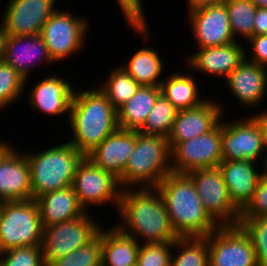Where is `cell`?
<instances>
[{"label":"cell","mask_w":267,"mask_h":266,"mask_svg":"<svg viewBox=\"0 0 267 266\" xmlns=\"http://www.w3.org/2000/svg\"><path fill=\"white\" fill-rule=\"evenodd\" d=\"M256 114H252V118L255 120V122L257 123V125L259 126L262 136H263V140H264V144L265 147H267V109L266 111H261V112H255Z\"/></svg>","instance_id":"b9f144b4"},{"label":"cell","mask_w":267,"mask_h":266,"mask_svg":"<svg viewBox=\"0 0 267 266\" xmlns=\"http://www.w3.org/2000/svg\"><path fill=\"white\" fill-rule=\"evenodd\" d=\"M257 8H267V0H252Z\"/></svg>","instance_id":"7dc6e473"},{"label":"cell","mask_w":267,"mask_h":266,"mask_svg":"<svg viewBox=\"0 0 267 266\" xmlns=\"http://www.w3.org/2000/svg\"><path fill=\"white\" fill-rule=\"evenodd\" d=\"M156 188L178 237H206L220 226L205 210L187 174L171 172Z\"/></svg>","instance_id":"3957f363"},{"label":"cell","mask_w":267,"mask_h":266,"mask_svg":"<svg viewBox=\"0 0 267 266\" xmlns=\"http://www.w3.org/2000/svg\"><path fill=\"white\" fill-rule=\"evenodd\" d=\"M223 108L210 98L200 106L177 112L168 137L170 150L179 142H184L210 132L222 119Z\"/></svg>","instance_id":"2e32d148"},{"label":"cell","mask_w":267,"mask_h":266,"mask_svg":"<svg viewBox=\"0 0 267 266\" xmlns=\"http://www.w3.org/2000/svg\"><path fill=\"white\" fill-rule=\"evenodd\" d=\"M106 82L98 87L117 110L125 104L141 86L122 67L111 70Z\"/></svg>","instance_id":"f546056e"},{"label":"cell","mask_w":267,"mask_h":266,"mask_svg":"<svg viewBox=\"0 0 267 266\" xmlns=\"http://www.w3.org/2000/svg\"><path fill=\"white\" fill-rule=\"evenodd\" d=\"M89 211L75 219L44 228L42 252L46 266L89 243L99 232L100 224Z\"/></svg>","instance_id":"52a82bcc"},{"label":"cell","mask_w":267,"mask_h":266,"mask_svg":"<svg viewBox=\"0 0 267 266\" xmlns=\"http://www.w3.org/2000/svg\"><path fill=\"white\" fill-rule=\"evenodd\" d=\"M160 94V87L141 85L138 91L117 109L119 128L139 131Z\"/></svg>","instance_id":"484cf974"},{"label":"cell","mask_w":267,"mask_h":266,"mask_svg":"<svg viewBox=\"0 0 267 266\" xmlns=\"http://www.w3.org/2000/svg\"><path fill=\"white\" fill-rule=\"evenodd\" d=\"M136 131L118 128L86 155L96 166L110 172L117 179L123 176L134 151Z\"/></svg>","instance_id":"e0dca14e"},{"label":"cell","mask_w":267,"mask_h":266,"mask_svg":"<svg viewBox=\"0 0 267 266\" xmlns=\"http://www.w3.org/2000/svg\"><path fill=\"white\" fill-rule=\"evenodd\" d=\"M25 155L30 167L32 199L72 186L77 165L84 157L68 141Z\"/></svg>","instance_id":"5b68a950"},{"label":"cell","mask_w":267,"mask_h":266,"mask_svg":"<svg viewBox=\"0 0 267 266\" xmlns=\"http://www.w3.org/2000/svg\"><path fill=\"white\" fill-rule=\"evenodd\" d=\"M257 165L251 160H223L218 165L230 200L240 212L252 200L261 177V171H257L259 169Z\"/></svg>","instance_id":"44dd1931"},{"label":"cell","mask_w":267,"mask_h":266,"mask_svg":"<svg viewBox=\"0 0 267 266\" xmlns=\"http://www.w3.org/2000/svg\"><path fill=\"white\" fill-rule=\"evenodd\" d=\"M190 73V74H189ZM183 73L182 71L170 73L161 83V93L178 110L192 109L200 106L206 101L201 98L199 86L194 73ZM195 77V78H194Z\"/></svg>","instance_id":"4316f807"},{"label":"cell","mask_w":267,"mask_h":266,"mask_svg":"<svg viewBox=\"0 0 267 266\" xmlns=\"http://www.w3.org/2000/svg\"><path fill=\"white\" fill-rule=\"evenodd\" d=\"M267 216V178L260 177L252 200L240 212L239 220Z\"/></svg>","instance_id":"f35d334b"},{"label":"cell","mask_w":267,"mask_h":266,"mask_svg":"<svg viewBox=\"0 0 267 266\" xmlns=\"http://www.w3.org/2000/svg\"><path fill=\"white\" fill-rule=\"evenodd\" d=\"M160 54L153 47L145 46L138 49L128 63L122 67L138 84L142 86L160 87L164 78L160 79L163 73L164 63Z\"/></svg>","instance_id":"83f0119b"},{"label":"cell","mask_w":267,"mask_h":266,"mask_svg":"<svg viewBox=\"0 0 267 266\" xmlns=\"http://www.w3.org/2000/svg\"><path fill=\"white\" fill-rule=\"evenodd\" d=\"M170 152L173 173L187 174L196 169L218 167L223 161L221 121L210 132L179 142Z\"/></svg>","instance_id":"8fae6325"},{"label":"cell","mask_w":267,"mask_h":266,"mask_svg":"<svg viewBox=\"0 0 267 266\" xmlns=\"http://www.w3.org/2000/svg\"><path fill=\"white\" fill-rule=\"evenodd\" d=\"M72 187L86 212L91 205L106 203L113 204L117 212L122 192L119 179L96 166L86 156L77 165Z\"/></svg>","instance_id":"ba28073f"},{"label":"cell","mask_w":267,"mask_h":266,"mask_svg":"<svg viewBox=\"0 0 267 266\" xmlns=\"http://www.w3.org/2000/svg\"><path fill=\"white\" fill-rule=\"evenodd\" d=\"M55 5L56 0H8L1 23L10 36L37 35L57 10Z\"/></svg>","instance_id":"5bb4252c"},{"label":"cell","mask_w":267,"mask_h":266,"mask_svg":"<svg viewBox=\"0 0 267 266\" xmlns=\"http://www.w3.org/2000/svg\"><path fill=\"white\" fill-rule=\"evenodd\" d=\"M21 47V48H20ZM3 61L25 78V86L34 65L54 64L40 34L32 36L8 35Z\"/></svg>","instance_id":"603a6c76"},{"label":"cell","mask_w":267,"mask_h":266,"mask_svg":"<svg viewBox=\"0 0 267 266\" xmlns=\"http://www.w3.org/2000/svg\"><path fill=\"white\" fill-rule=\"evenodd\" d=\"M48 266H102L101 228L89 243Z\"/></svg>","instance_id":"d6a6232c"},{"label":"cell","mask_w":267,"mask_h":266,"mask_svg":"<svg viewBox=\"0 0 267 266\" xmlns=\"http://www.w3.org/2000/svg\"><path fill=\"white\" fill-rule=\"evenodd\" d=\"M251 238L258 266H267V216L239 220Z\"/></svg>","instance_id":"e575fe53"},{"label":"cell","mask_w":267,"mask_h":266,"mask_svg":"<svg viewBox=\"0 0 267 266\" xmlns=\"http://www.w3.org/2000/svg\"><path fill=\"white\" fill-rule=\"evenodd\" d=\"M74 91L70 107V142L86 156L118 128L117 110L97 87Z\"/></svg>","instance_id":"7a4b0ae2"},{"label":"cell","mask_w":267,"mask_h":266,"mask_svg":"<svg viewBox=\"0 0 267 266\" xmlns=\"http://www.w3.org/2000/svg\"><path fill=\"white\" fill-rule=\"evenodd\" d=\"M25 78L13 67L0 61V109L18 101L25 92Z\"/></svg>","instance_id":"836d02e7"},{"label":"cell","mask_w":267,"mask_h":266,"mask_svg":"<svg viewBox=\"0 0 267 266\" xmlns=\"http://www.w3.org/2000/svg\"><path fill=\"white\" fill-rule=\"evenodd\" d=\"M225 0H187L188 11H195L200 8L215 6L224 3Z\"/></svg>","instance_id":"7bdbcfd3"},{"label":"cell","mask_w":267,"mask_h":266,"mask_svg":"<svg viewBox=\"0 0 267 266\" xmlns=\"http://www.w3.org/2000/svg\"><path fill=\"white\" fill-rule=\"evenodd\" d=\"M43 231L35 199L0 203V252L42 246Z\"/></svg>","instance_id":"8992f818"},{"label":"cell","mask_w":267,"mask_h":266,"mask_svg":"<svg viewBox=\"0 0 267 266\" xmlns=\"http://www.w3.org/2000/svg\"><path fill=\"white\" fill-rule=\"evenodd\" d=\"M13 149L10 143L0 141V163L5 158V156Z\"/></svg>","instance_id":"f6af8a7d"},{"label":"cell","mask_w":267,"mask_h":266,"mask_svg":"<svg viewBox=\"0 0 267 266\" xmlns=\"http://www.w3.org/2000/svg\"><path fill=\"white\" fill-rule=\"evenodd\" d=\"M262 34H267V8H257L254 18L253 36Z\"/></svg>","instance_id":"60d3db41"},{"label":"cell","mask_w":267,"mask_h":266,"mask_svg":"<svg viewBox=\"0 0 267 266\" xmlns=\"http://www.w3.org/2000/svg\"><path fill=\"white\" fill-rule=\"evenodd\" d=\"M13 148L0 163V202L32 199L26 155Z\"/></svg>","instance_id":"7402d4cb"},{"label":"cell","mask_w":267,"mask_h":266,"mask_svg":"<svg viewBox=\"0 0 267 266\" xmlns=\"http://www.w3.org/2000/svg\"><path fill=\"white\" fill-rule=\"evenodd\" d=\"M206 239L209 266H258L251 238L240 225L219 226Z\"/></svg>","instance_id":"7c38bea8"},{"label":"cell","mask_w":267,"mask_h":266,"mask_svg":"<svg viewBox=\"0 0 267 266\" xmlns=\"http://www.w3.org/2000/svg\"><path fill=\"white\" fill-rule=\"evenodd\" d=\"M143 0H116L118 6L123 13L127 25L131 27L134 32L140 34L143 40L148 41L150 32L148 28V22L144 15V8L142 4ZM142 35V36H141Z\"/></svg>","instance_id":"74e56055"},{"label":"cell","mask_w":267,"mask_h":266,"mask_svg":"<svg viewBox=\"0 0 267 266\" xmlns=\"http://www.w3.org/2000/svg\"><path fill=\"white\" fill-rule=\"evenodd\" d=\"M173 242L140 244L138 266H170Z\"/></svg>","instance_id":"8d00e7d4"},{"label":"cell","mask_w":267,"mask_h":266,"mask_svg":"<svg viewBox=\"0 0 267 266\" xmlns=\"http://www.w3.org/2000/svg\"><path fill=\"white\" fill-rule=\"evenodd\" d=\"M7 38H8V33L5 30L4 25L0 23V61H3L5 56Z\"/></svg>","instance_id":"ee69618b"},{"label":"cell","mask_w":267,"mask_h":266,"mask_svg":"<svg viewBox=\"0 0 267 266\" xmlns=\"http://www.w3.org/2000/svg\"><path fill=\"white\" fill-rule=\"evenodd\" d=\"M171 172L168 138L136 131L134 151L119 179L121 188L157 187Z\"/></svg>","instance_id":"277c9868"},{"label":"cell","mask_w":267,"mask_h":266,"mask_svg":"<svg viewBox=\"0 0 267 266\" xmlns=\"http://www.w3.org/2000/svg\"><path fill=\"white\" fill-rule=\"evenodd\" d=\"M87 28L86 18L57 9L43 25L40 35L51 59L57 63L81 51Z\"/></svg>","instance_id":"9c48e42d"},{"label":"cell","mask_w":267,"mask_h":266,"mask_svg":"<svg viewBox=\"0 0 267 266\" xmlns=\"http://www.w3.org/2000/svg\"><path fill=\"white\" fill-rule=\"evenodd\" d=\"M117 212L121 222L115 226L140 244L174 242L178 238L156 187L122 189Z\"/></svg>","instance_id":"6da1fadb"},{"label":"cell","mask_w":267,"mask_h":266,"mask_svg":"<svg viewBox=\"0 0 267 266\" xmlns=\"http://www.w3.org/2000/svg\"><path fill=\"white\" fill-rule=\"evenodd\" d=\"M0 266H46L42 246H20L0 252Z\"/></svg>","instance_id":"d590c367"},{"label":"cell","mask_w":267,"mask_h":266,"mask_svg":"<svg viewBox=\"0 0 267 266\" xmlns=\"http://www.w3.org/2000/svg\"><path fill=\"white\" fill-rule=\"evenodd\" d=\"M231 31L234 38L240 36L248 40L253 36L254 18L257 7L252 0H225ZM237 35V36H236Z\"/></svg>","instance_id":"1f68e13d"},{"label":"cell","mask_w":267,"mask_h":266,"mask_svg":"<svg viewBox=\"0 0 267 266\" xmlns=\"http://www.w3.org/2000/svg\"><path fill=\"white\" fill-rule=\"evenodd\" d=\"M197 48L222 46L236 42L224 3L187 12Z\"/></svg>","instance_id":"9a60e30c"},{"label":"cell","mask_w":267,"mask_h":266,"mask_svg":"<svg viewBox=\"0 0 267 266\" xmlns=\"http://www.w3.org/2000/svg\"><path fill=\"white\" fill-rule=\"evenodd\" d=\"M265 155H263V160H262V172H261V176L264 177V178H267V147L265 148V152H264ZM265 157V158H264Z\"/></svg>","instance_id":"bcb514c9"},{"label":"cell","mask_w":267,"mask_h":266,"mask_svg":"<svg viewBox=\"0 0 267 266\" xmlns=\"http://www.w3.org/2000/svg\"><path fill=\"white\" fill-rule=\"evenodd\" d=\"M228 122L221 119L222 159L226 161L263 158L265 144L261 130L251 116Z\"/></svg>","instance_id":"4fadbf2b"},{"label":"cell","mask_w":267,"mask_h":266,"mask_svg":"<svg viewBox=\"0 0 267 266\" xmlns=\"http://www.w3.org/2000/svg\"><path fill=\"white\" fill-rule=\"evenodd\" d=\"M74 86L57 74L44 77L30 91L28 103L34 110L50 116L67 115L70 118V107Z\"/></svg>","instance_id":"ffe728a7"},{"label":"cell","mask_w":267,"mask_h":266,"mask_svg":"<svg viewBox=\"0 0 267 266\" xmlns=\"http://www.w3.org/2000/svg\"><path fill=\"white\" fill-rule=\"evenodd\" d=\"M247 42L252 47H250L252 54L249 59L247 56L249 51L245 49L247 51L245 52V59L251 63L267 67V34L252 36Z\"/></svg>","instance_id":"ab89813d"},{"label":"cell","mask_w":267,"mask_h":266,"mask_svg":"<svg viewBox=\"0 0 267 266\" xmlns=\"http://www.w3.org/2000/svg\"><path fill=\"white\" fill-rule=\"evenodd\" d=\"M102 266H133L137 264L140 243L122 233L116 226L101 227Z\"/></svg>","instance_id":"d4e9b609"},{"label":"cell","mask_w":267,"mask_h":266,"mask_svg":"<svg viewBox=\"0 0 267 266\" xmlns=\"http://www.w3.org/2000/svg\"><path fill=\"white\" fill-rule=\"evenodd\" d=\"M227 88L241 106L258 107L267 93V67L244 59L226 78Z\"/></svg>","instance_id":"ac0fdd59"},{"label":"cell","mask_w":267,"mask_h":266,"mask_svg":"<svg viewBox=\"0 0 267 266\" xmlns=\"http://www.w3.org/2000/svg\"><path fill=\"white\" fill-rule=\"evenodd\" d=\"M177 112L178 110L173 104L161 93L139 132L145 135H158L168 138Z\"/></svg>","instance_id":"4dcf8cb0"},{"label":"cell","mask_w":267,"mask_h":266,"mask_svg":"<svg viewBox=\"0 0 267 266\" xmlns=\"http://www.w3.org/2000/svg\"><path fill=\"white\" fill-rule=\"evenodd\" d=\"M187 175L192 179L205 210L220 226L238 225L240 211L230 200L219 167L196 169Z\"/></svg>","instance_id":"30bf717a"},{"label":"cell","mask_w":267,"mask_h":266,"mask_svg":"<svg viewBox=\"0 0 267 266\" xmlns=\"http://www.w3.org/2000/svg\"><path fill=\"white\" fill-rule=\"evenodd\" d=\"M173 248L179 249V253H172L170 266H209L206 237H178Z\"/></svg>","instance_id":"f1b7e54d"},{"label":"cell","mask_w":267,"mask_h":266,"mask_svg":"<svg viewBox=\"0 0 267 266\" xmlns=\"http://www.w3.org/2000/svg\"><path fill=\"white\" fill-rule=\"evenodd\" d=\"M245 48L238 41L222 46L198 48L186 59L194 72L216 75L225 79L245 59Z\"/></svg>","instance_id":"d6986e66"},{"label":"cell","mask_w":267,"mask_h":266,"mask_svg":"<svg viewBox=\"0 0 267 266\" xmlns=\"http://www.w3.org/2000/svg\"><path fill=\"white\" fill-rule=\"evenodd\" d=\"M43 228L69 221L86 213L72 186L48 192L35 199Z\"/></svg>","instance_id":"cb8c5ba5"}]
</instances>
